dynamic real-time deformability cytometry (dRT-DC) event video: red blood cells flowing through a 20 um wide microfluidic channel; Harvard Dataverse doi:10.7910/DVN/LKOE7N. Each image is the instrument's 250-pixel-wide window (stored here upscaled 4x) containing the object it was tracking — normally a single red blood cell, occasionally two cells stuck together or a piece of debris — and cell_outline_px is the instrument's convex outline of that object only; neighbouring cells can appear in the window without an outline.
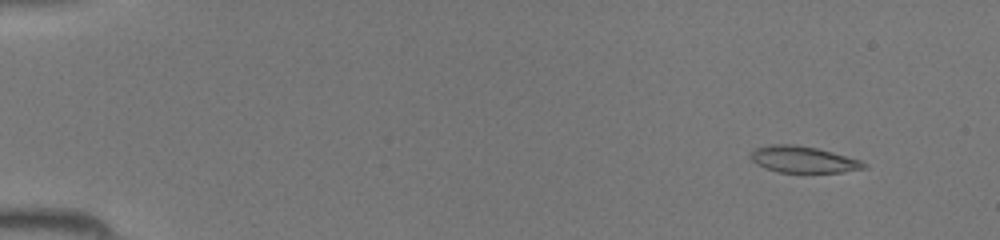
{"species": "common noctule bat (a hibernating species)", "species_latin": "Nyctalus noctula", "temperature_condition": "room temperature", "stored_images_in_passage": 46, "camera_frame_rate_fps": 3000, "um_per_image_px": 0.085, "animal": {"sex": "female", "body_mass_g": 19.5, "forearm_length_mm": 54.1}, "frame": {"image": 1, "passage_image": 5, "time_ms": 1.333, "image_size_px": [1000, 240], "cell_outline_px": [[868, 168], [840, 172], [780, 172], [756, 164], [752, 160], [752, 152], [756, 148], [772, 144], [792, 144], [816, 148], [832, 152], [860, 160], [868, 164]], "centroid_in_image_um": [68.32, 13.55], "position_along_channel_um": 16.7, "area_um2": 17.17}}
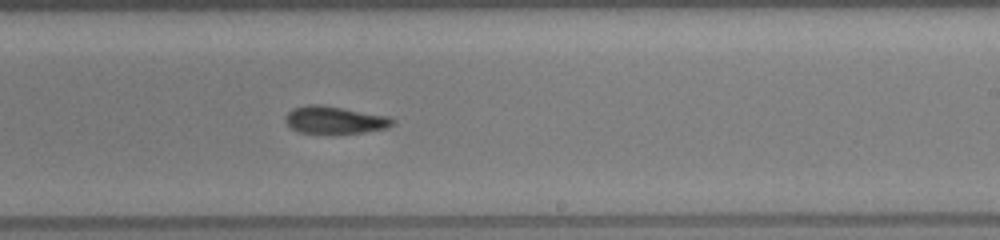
{"frame": {"image": 2, "passage_image": 29, "time_ms": 9.333, "image_size_px": [1000, 240], "cell_outline_px": [[396, 120], [388, 128], [364, 132], [332, 136], [300, 132], [292, 128], [284, 120], [284, 116], [292, 108], [308, 104], [320, 104], [388, 116]], "centroid_in_image_um": [28.43, 10.23], "position_along_channel_um": 260.6, "area_um2": 17.74}}
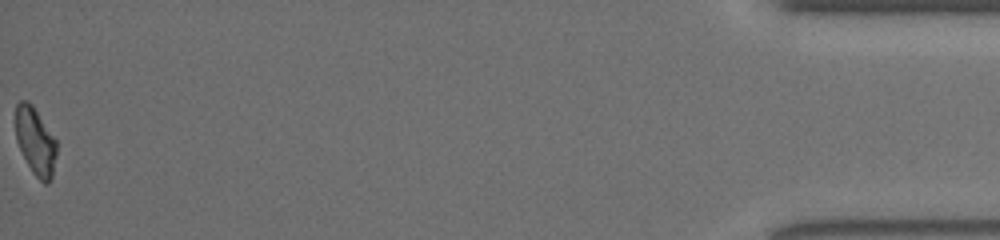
{"frame": {"image": 3, "passage_image": 46, "time_ms": 15.0, "image_size_px": [1000, 240], "cell_outline_px": [[56, 156], [52, 176], [48, 184], [44, 184], [32, 172], [16, 140], [16, 104], [20, 100], [28, 100], [32, 104], [56, 140]], "centroid_in_image_um": [3.01, 12.0], "position_along_channel_um": 432.2, "area_um2": 15.95}}